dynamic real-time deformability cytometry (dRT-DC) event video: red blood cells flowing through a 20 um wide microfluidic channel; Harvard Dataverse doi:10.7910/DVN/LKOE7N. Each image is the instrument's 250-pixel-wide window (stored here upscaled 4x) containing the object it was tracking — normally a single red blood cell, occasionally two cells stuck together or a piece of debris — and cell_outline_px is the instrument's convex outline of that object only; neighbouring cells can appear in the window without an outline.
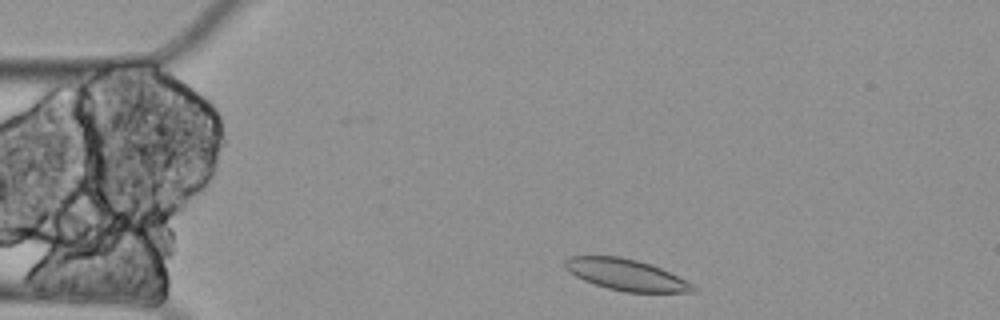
{"species": "Egyptian fruit bat (a non-hibernating species)", "species_latin": "Rousettus aegyptiacus", "temperature_condition": "cold", "stored_images_in_passage": 2, "camera_frame_rate_fps": 3000, "um_per_image_px": 0.085, "animal": {"sex": "female"}, "frame": {"image": 1, "passage_image": 1, "time_ms": 0.0, "image_size_px": [1000, 320], "cell_outline_px": [[696, 292], [624, 292], [608, 288], [584, 280], [576, 276], [564, 268], [564, 260], [568, 256], [620, 256], [636, 260], [660, 268], [692, 284], [696, 288]], "centroid_in_image_um": [53.17, 23.35], "position_along_channel_um": 31.8, "area_um2": 23.0}}